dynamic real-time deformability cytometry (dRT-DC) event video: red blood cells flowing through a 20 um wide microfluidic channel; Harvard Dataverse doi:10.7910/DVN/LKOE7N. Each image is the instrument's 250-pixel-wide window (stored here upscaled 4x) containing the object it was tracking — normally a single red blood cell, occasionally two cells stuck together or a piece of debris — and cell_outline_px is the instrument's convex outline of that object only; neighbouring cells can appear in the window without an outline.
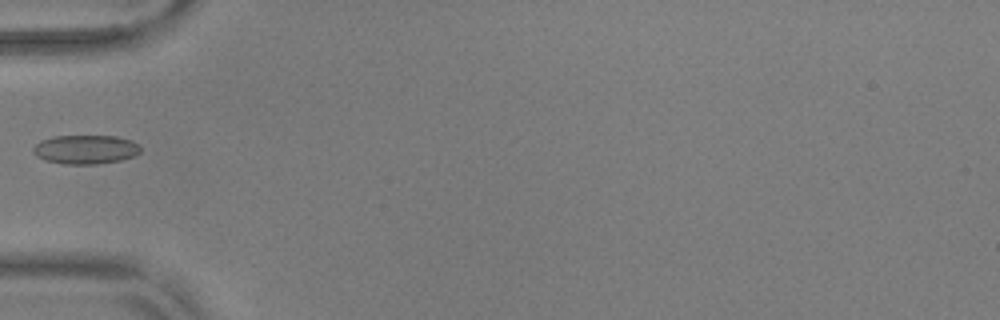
{"species": "common noctule bat (a hibernating species)", "species_latin": "Nyctalus noctula", "temperature_condition": "warm", "stored_images_in_passage": 8, "camera_frame_rate_fps": 3000, "um_per_image_px": 0.085, "animal": {"sex": "male", "body_mass_g": 17.9, "forearm_length_mm": 54.2}, "frame": {"image": 1, "passage_image": 1, "time_ms": 0.0, "image_size_px": [1000, 320], "cell_outline_px": [[140, 152], [132, 156], [120, 160], [96, 164], [64, 164], [44, 160], [36, 156], [32, 152], [32, 148], [40, 140], [52, 136], [116, 136], [132, 140], [140, 148]], "centroid_in_image_um": [7.22, 12.7], "position_along_channel_um": 77.8, "area_um2": 18.15}}